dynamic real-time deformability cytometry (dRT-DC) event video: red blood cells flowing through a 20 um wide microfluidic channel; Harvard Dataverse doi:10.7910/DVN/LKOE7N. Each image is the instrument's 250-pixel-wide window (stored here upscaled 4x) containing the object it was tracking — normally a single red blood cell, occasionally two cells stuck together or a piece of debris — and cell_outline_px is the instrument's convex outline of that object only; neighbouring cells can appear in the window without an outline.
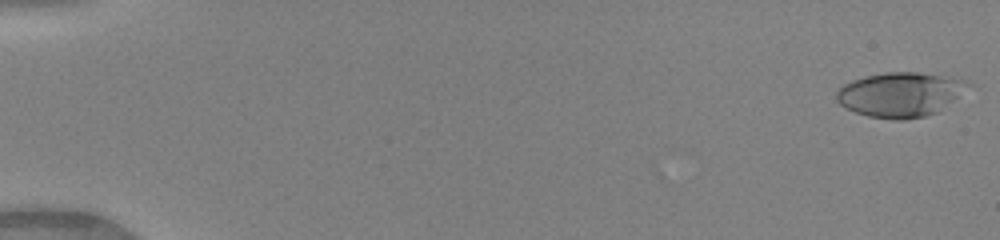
{"species": "human", "species_latin": "Homo sapiens", "temperature_condition": "warm", "stored_images_in_passage": 12, "camera_frame_rate_fps": 3000, "um_per_image_px": 0.085, "donor": {"sex": "female"}, "frame": {"image": 1, "passage_image": 1, "time_ms": 0.0, "image_size_px": [1000, 240], "cell_outline_px": [[972, 84], [952, 100], [936, 112], [924, 116], [904, 120], [892, 120], [868, 116], [856, 112], [840, 104], [836, 100], [836, 92], [844, 84], [852, 80], [864, 76], [884, 72], [916, 72], [948, 76], [968, 80]], "centroid_in_image_um": [76.5, 8.02], "position_along_channel_um": 8.5, "area_um2": 33.99}}